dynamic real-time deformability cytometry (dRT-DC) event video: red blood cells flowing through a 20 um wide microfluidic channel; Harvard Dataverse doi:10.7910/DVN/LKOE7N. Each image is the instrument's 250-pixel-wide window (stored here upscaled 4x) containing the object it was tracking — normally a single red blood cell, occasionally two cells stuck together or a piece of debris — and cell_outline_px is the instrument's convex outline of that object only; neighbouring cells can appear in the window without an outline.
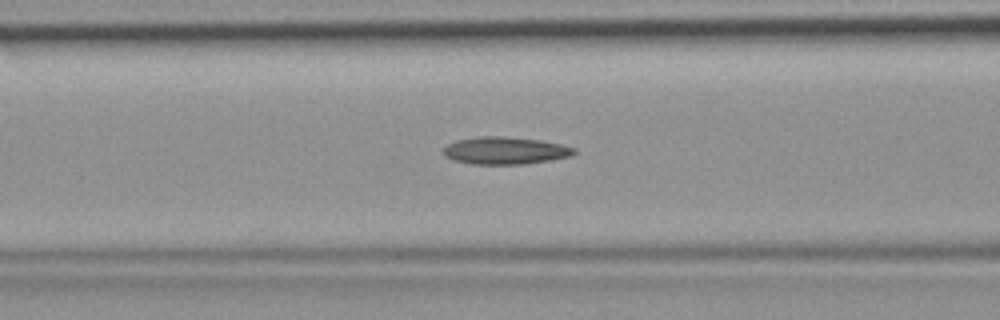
{"species": "common noctule bat (a hibernating species)", "species_latin": "Nyctalus noctula", "temperature_condition": "room temperature", "stored_images_in_passage": 47, "camera_frame_rate_fps": 3000, "um_per_image_px": 0.085, "animal": {"sex": "female", "body_mass_g": 19.9}, "frame": {"image": 1, "passage_image": 19, "time_ms": 6.0, "image_size_px": [1000, 320], "cell_outline_px": [[576, 152], [572, 156], [524, 164], [472, 164], [456, 160], [444, 156], [444, 148], [448, 144], [456, 140], [476, 136], [500, 136], [540, 140], [560, 144], [576, 148]], "centroid_in_image_um": [42.94, 12.79], "position_along_channel_um": 123.7, "area_um2": 20.75}}
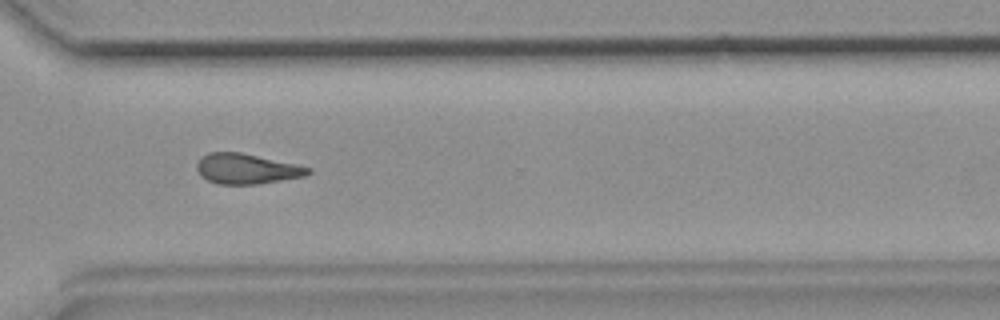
{"frame": {"image": 2, "passage_image": 35, "time_ms": 11.333, "image_size_px": [1000, 320], "cell_outline_px": [[312, 172], [304, 176], [256, 184], [220, 184], [208, 180], [200, 176], [196, 168], [196, 164], [200, 156], [208, 152], [240, 152], [296, 164], [312, 168]], "centroid_in_image_um": [20.92, 14.34], "position_along_channel_um": 349.7, "area_um2": 19.59}}
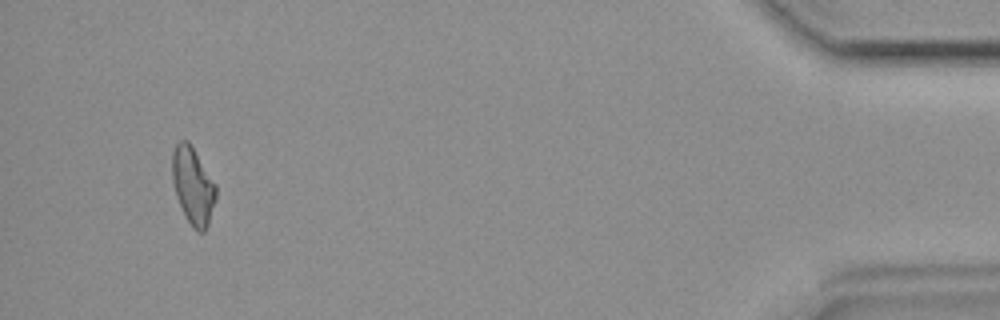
{"frame": {"image": 3, "passage_image": 45, "time_ms": 14.667, "image_size_px": [1000, 320], "cell_outline_px": [[216, 200], [208, 224], [204, 232], [196, 232], [192, 228], [176, 196], [172, 180], [172, 152], [176, 144], [180, 140], [188, 140], [216, 184]], "centroid_in_image_um": [16.4, 15.79], "position_along_channel_um": 418.8, "area_um2": 19.59}}